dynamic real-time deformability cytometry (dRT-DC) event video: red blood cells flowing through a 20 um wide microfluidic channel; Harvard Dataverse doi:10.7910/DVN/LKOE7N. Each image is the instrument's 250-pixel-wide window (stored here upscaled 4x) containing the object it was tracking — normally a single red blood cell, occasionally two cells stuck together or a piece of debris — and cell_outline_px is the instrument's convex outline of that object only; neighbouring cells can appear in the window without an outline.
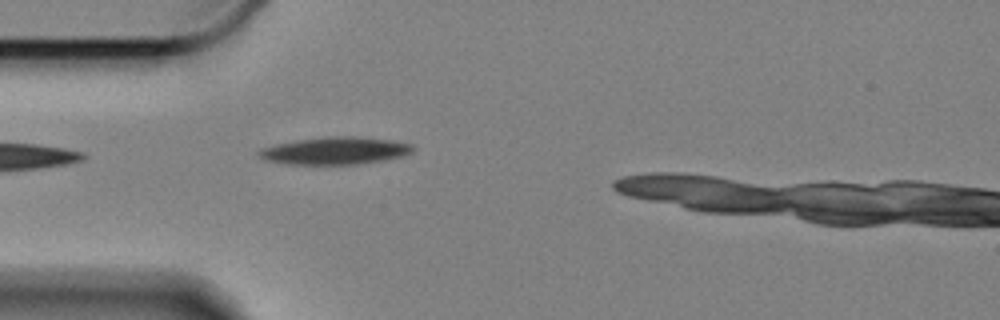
{"species": "Egyptian fruit bat (a non-hibernating species)", "species_latin": "Rousettus aegyptiacus", "temperature_condition": "cold", "stored_images_in_passage": 17, "camera_frame_rate_fps": 3000, "um_per_image_px": 0.085, "animal": {"sex": "female"}, "frame": {"image": 1, "passage_image": 1, "time_ms": 0.0, "image_size_px": [1000, 320], "cell_outline_px": [[416, 148], [412, 152], [400, 156], [384, 160], [356, 164], [288, 164], [264, 160], [256, 156], [256, 152], [260, 148], [276, 144], [296, 140], [324, 136], [352, 136], [388, 140], [412, 144]], "centroid_in_image_um": [28.41, 12.81], "position_along_channel_um": 56.6, "area_um2": 24.62}}
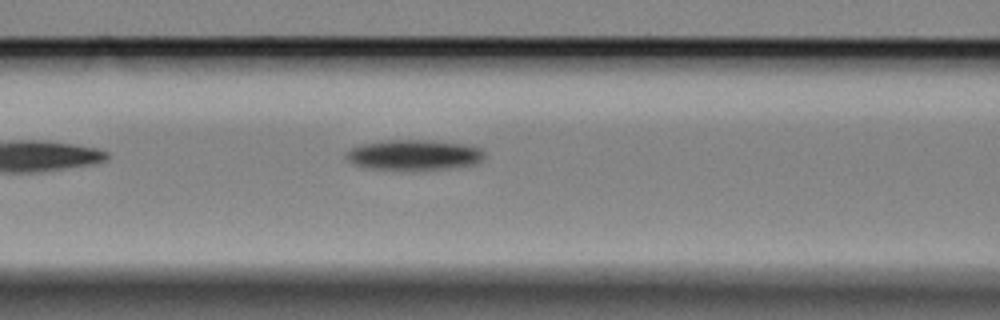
{"frame": {"image": 2, "passage_image": 8, "time_ms": 2.333, "image_size_px": [1000, 320], "cell_outline_px": [[484, 156], [476, 164], [444, 168], [368, 168], [352, 164], [344, 156], [352, 148], [360, 144], [380, 140], [432, 140], [464, 144], [480, 148], [484, 152]], "centroid_in_image_um": [35.16, 13.13], "position_along_channel_um": 131.4, "area_um2": 23.93}}
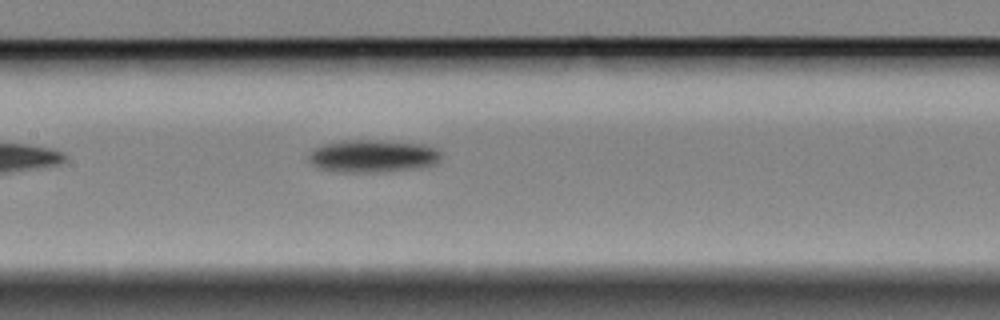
{"frame": {"image": 3, "passage_image": 12, "time_ms": 3.667, "image_size_px": [1000, 320], "cell_outline_px": [[440, 156], [432, 164], [420, 168], [376, 172], [344, 172], [320, 168], [312, 164], [308, 160], [308, 156], [316, 148], [324, 144], [340, 140], [388, 140], [424, 144], [436, 148], [440, 152]], "centroid_in_image_um": [31.68, 13.25], "position_along_channel_um": 175.7, "area_um2": 25.09}}